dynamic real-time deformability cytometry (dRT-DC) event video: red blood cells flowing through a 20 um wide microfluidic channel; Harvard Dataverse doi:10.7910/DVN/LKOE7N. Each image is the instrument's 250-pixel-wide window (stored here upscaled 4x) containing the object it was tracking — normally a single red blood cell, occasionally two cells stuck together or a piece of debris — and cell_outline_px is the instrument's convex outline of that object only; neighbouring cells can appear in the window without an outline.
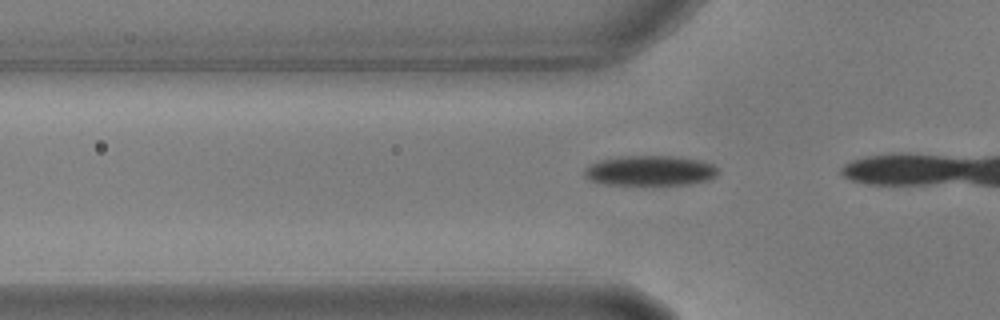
{"species": "common noctule bat (a hibernating species)", "species_latin": "Nyctalus noctula", "temperature_condition": "warm", "stored_images_in_passage": 6, "camera_frame_rate_fps": 3000, "um_per_image_px": 0.085, "animal": {"sex": "male", "body_mass_g": 17.9, "forearm_length_mm": 54.2}, "frame": {"image": 1, "passage_image": 3, "time_ms": 0.667, "image_size_px": [1000, 320], "cell_outline_px": [[720, 172], [712, 180], [688, 184], [608, 184], [588, 180], [584, 176], [584, 168], [588, 164], [600, 160], [620, 156], [672, 156], [700, 160], [712, 164], [720, 168]], "centroid_in_image_um": [55.28, 14.5], "position_along_channel_um": 70.5, "area_um2": 23.64}}